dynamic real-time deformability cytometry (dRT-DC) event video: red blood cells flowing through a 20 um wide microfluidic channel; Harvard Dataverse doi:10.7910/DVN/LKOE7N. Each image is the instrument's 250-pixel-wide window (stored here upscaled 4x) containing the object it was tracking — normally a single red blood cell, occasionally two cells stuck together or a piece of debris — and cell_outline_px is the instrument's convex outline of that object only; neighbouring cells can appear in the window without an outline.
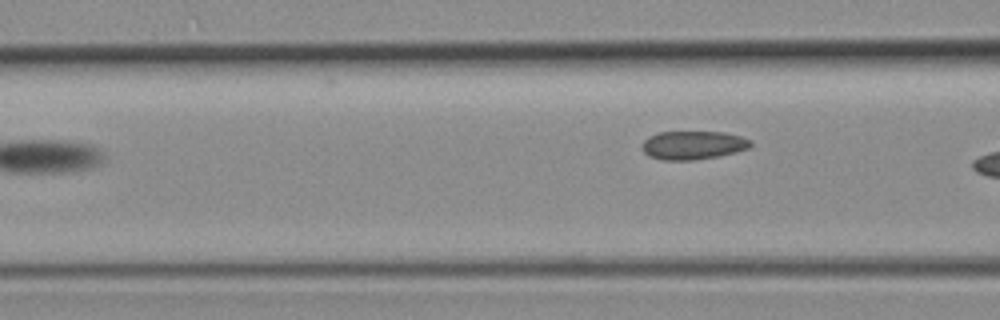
{"species": "common noctule bat (a hibernating species)", "species_latin": "Nyctalus noctula", "temperature_condition": "room temperature", "stored_images_in_passage": 3, "camera_frame_rate_fps": 3000, "um_per_image_px": 0.085, "animal": {"sex": "female", "body_mass_g": 19.3, "forearm_length_mm": 54.1}, "frame": {"image": 1, "passage_image": 3, "time_ms": 2.333, "image_size_px": [1000, 320], "cell_outline_px": [[752, 144], [748, 148], [736, 152], [716, 156], [692, 160], [664, 160], [648, 156], [644, 152], [644, 140], [648, 136], [660, 132], [724, 132], [740, 136], [752, 140]], "centroid_in_image_um": [58.92, 12.33], "position_along_channel_um": 107.7, "area_um2": 17.86}}